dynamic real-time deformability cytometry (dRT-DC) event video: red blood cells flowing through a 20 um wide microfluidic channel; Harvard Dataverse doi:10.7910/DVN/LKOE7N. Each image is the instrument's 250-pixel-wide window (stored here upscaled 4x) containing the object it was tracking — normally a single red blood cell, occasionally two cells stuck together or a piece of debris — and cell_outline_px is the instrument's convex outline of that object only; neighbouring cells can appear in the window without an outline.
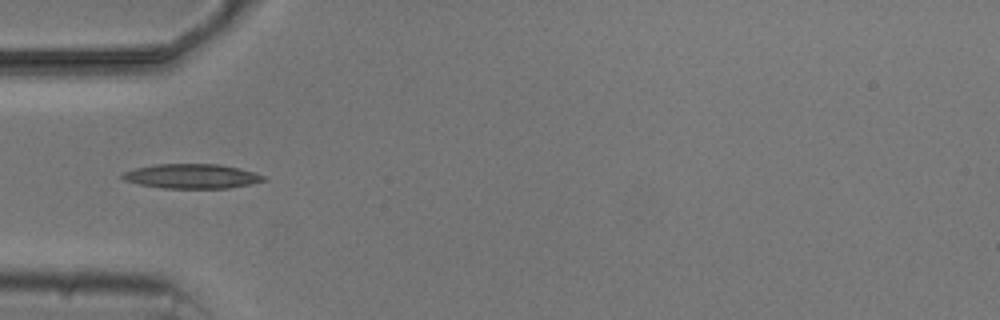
{"species": "common noctule bat (a hibernating species)", "species_latin": "Nyctalus noctula", "temperature_condition": "cold", "stored_images_in_passage": 5, "camera_frame_rate_fps": 3000, "um_per_image_px": 0.085, "animal": {"sex": "male", "body_mass_g": 20.5, "forearm_length_mm": 52.5}, "frame": {"image": 1, "passage_image": 4, "time_ms": 3.667, "image_size_px": [1000, 320], "cell_outline_px": [[268, 180], [228, 188], [160, 188], [140, 184], [124, 180], [120, 176], [124, 172], [136, 168], [156, 164], [220, 164], [252, 172], [264, 176]], "centroid_in_image_um": [16.27, 14.98], "position_along_channel_um": 68.7, "area_um2": 19.94}}
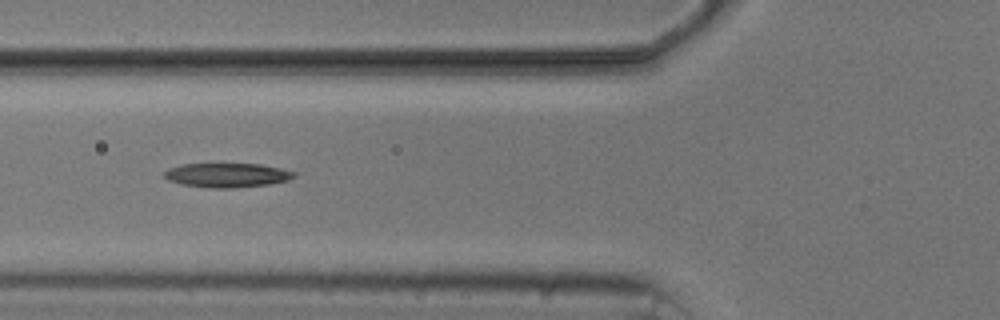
{"frame": {"image": 2, "passage_image": 5, "time_ms": 4.667, "image_size_px": [1000, 320], "cell_outline_px": [[296, 176], [288, 180], [268, 184], [236, 188], [208, 188], [180, 184], [168, 180], [164, 176], [164, 172], [168, 168], [180, 164], [260, 164], [280, 168], [296, 172]], "centroid_in_image_um": [19.28, 14.89], "position_along_channel_um": 106.5, "area_um2": 18.44}}